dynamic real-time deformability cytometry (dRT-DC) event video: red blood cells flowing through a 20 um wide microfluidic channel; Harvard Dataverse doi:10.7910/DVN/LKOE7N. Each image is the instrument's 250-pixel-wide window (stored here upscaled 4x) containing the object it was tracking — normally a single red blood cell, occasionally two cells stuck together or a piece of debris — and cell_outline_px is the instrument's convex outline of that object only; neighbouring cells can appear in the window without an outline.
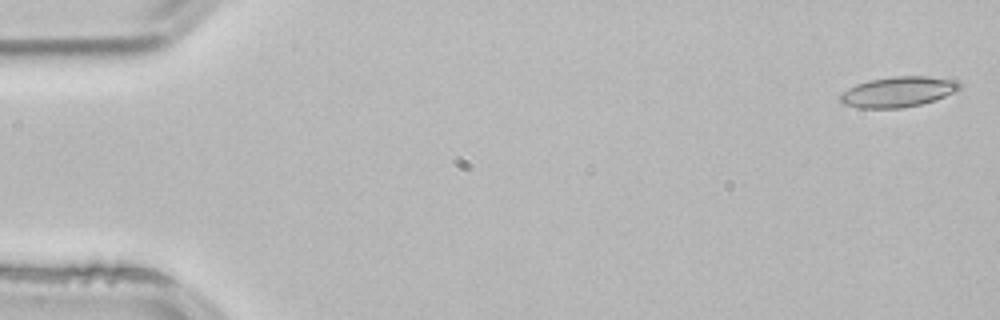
{"species": "common noctule bat (a hibernating species)", "species_latin": "Nyctalus noctula", "temperature_condition": "room temperature", "stored_images_in_passage": 5, "segment_of_instrument_passage": [1, 2], "camera_frame_rate_fps": 3000, "um_per_image_px": 0.085, "animal": {"sex": "male", "body_mass_g": 21.5, "forearm_length_mm": 52.0}, "frame": {"image": 1, "passage_image": 1, "time_ms": 0.0, "image_size_px": [1000, 320], "cell_outline_px": [[960, 88], [936, 100], [920, 104], [900, 108], [860, 108], [844, 104], [840, 100], [840, 96], [848, 88], [856, 84], [868, 80], [896, 76], [928, 76], [956, 80], [960, 84]], "centroid_in_image_um": [76.33, 7.8], "position_along_channel_um": 8.7, "area_um2": 20.92}}
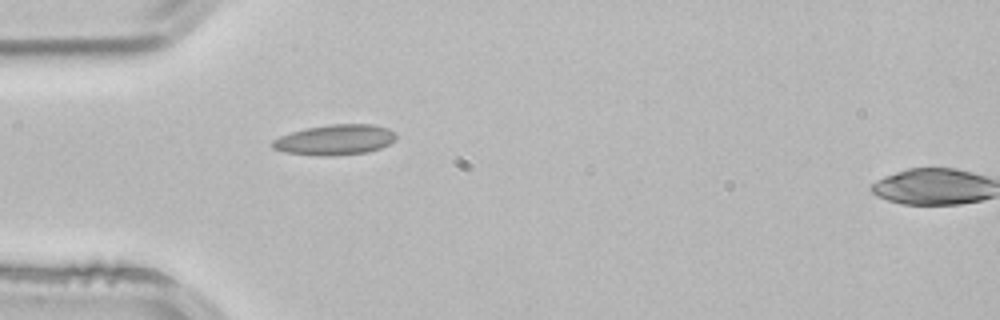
{"frame": {"image": 2, "passage_image": 4, "time_ms": 1.0, "image_size_px": [1000, 320], "cell_outline_px": [[396, 140], [380, 148], [368, 152], [332, 156], [316, 156], [284, 152], [272, 148], [268, 144], [272, 140], [280, 136], [304, 128], [328, 124], [372, 124], [388, 128], [396, 136]], "centroid_in_image_um": [28.42, 11.89], "position_along_channel_um": 56.6, "area_um2": 22.14}}